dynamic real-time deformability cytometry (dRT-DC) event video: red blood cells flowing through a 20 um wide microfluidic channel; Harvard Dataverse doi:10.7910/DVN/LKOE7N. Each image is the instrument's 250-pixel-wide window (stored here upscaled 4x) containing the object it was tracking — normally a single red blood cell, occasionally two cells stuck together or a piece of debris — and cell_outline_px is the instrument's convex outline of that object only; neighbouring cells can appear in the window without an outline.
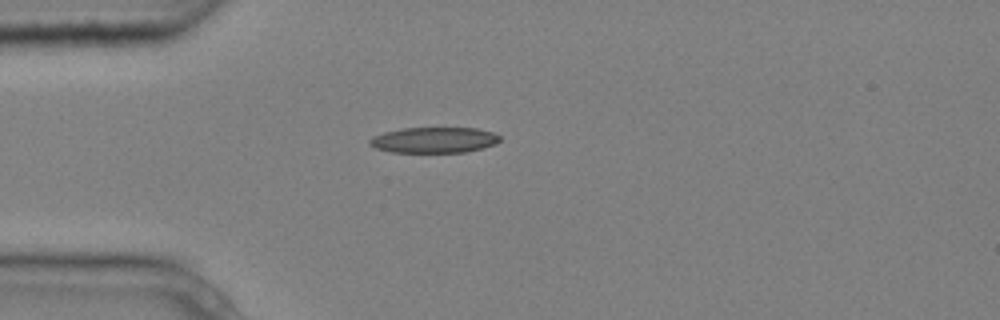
{"species": "common noctule bat (a hibernating species)", "species_latin": "Nyctalus noctula", "temperature_condition": "cold", "stored_images_in_passage": 4, "camera_frame_rate_fps": 3000, "um_per_image_px": 0.085, "animal": {"sex": "male", "body_mass_g": 20.4}, "frame": {"image": 1, "passage_image": 4, "time_ms": 1.0, "image_size_px": [1000, 320], "cell_outline_px": [[500, 140], [496, 144], [464, 152], [392, 152], [376, 148], [368, 144], [368, 140], [372, 136], [384, 132], [404, 128], [476, 128], [492, 132], [500, 136]], "centroid_in_image_um": [36.87, 11.9], "position_along_channel_um": 48.1, "area_um2": 19.42}}